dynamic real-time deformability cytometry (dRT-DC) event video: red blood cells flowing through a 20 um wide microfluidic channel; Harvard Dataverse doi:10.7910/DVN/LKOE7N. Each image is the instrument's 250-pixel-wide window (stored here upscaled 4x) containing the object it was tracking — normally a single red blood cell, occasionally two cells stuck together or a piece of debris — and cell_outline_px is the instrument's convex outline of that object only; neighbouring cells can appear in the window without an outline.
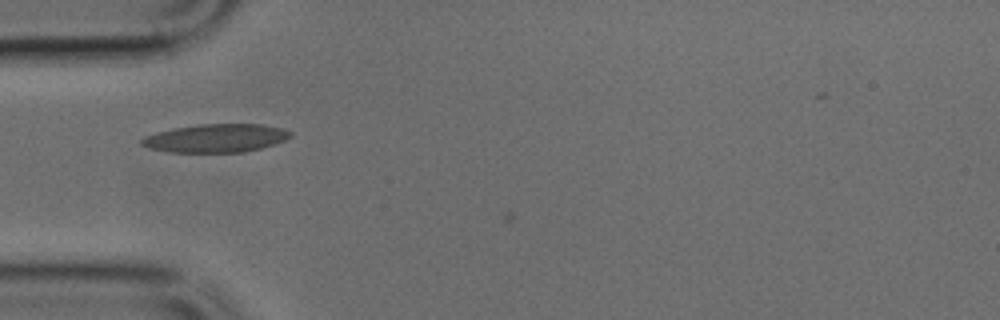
{"species": "common noctule bat (a hibernating species)", "species_latin": "Nyctalus noctula", "temperature_condition": "cold", "stored_images_in_passage": 3, "camera_frame_rate_fps": 3000, "um_per_image_px": 0.085, "animal": {"sex": "male", "body_mass_g": 17.9, "forearm_length_mm": 54.2}, "frame": {"image": 1, "passage_image": 2, "time_ms": 0.333, "image_size_px": [1000, 320], "cell_outline_px": [[292, 136], [284, 140], [260, 148], [244, 152], [168, 152], [152, 148], [140, 144], [140, 140], [144, 136], [176, 128], [196, 124], [260, 124], [280, 128], [292, 132]], "centroid_in_image_um": [18.35, 11.74], "position_along_channel_um": 66.6, "area_um2": 24.22}}